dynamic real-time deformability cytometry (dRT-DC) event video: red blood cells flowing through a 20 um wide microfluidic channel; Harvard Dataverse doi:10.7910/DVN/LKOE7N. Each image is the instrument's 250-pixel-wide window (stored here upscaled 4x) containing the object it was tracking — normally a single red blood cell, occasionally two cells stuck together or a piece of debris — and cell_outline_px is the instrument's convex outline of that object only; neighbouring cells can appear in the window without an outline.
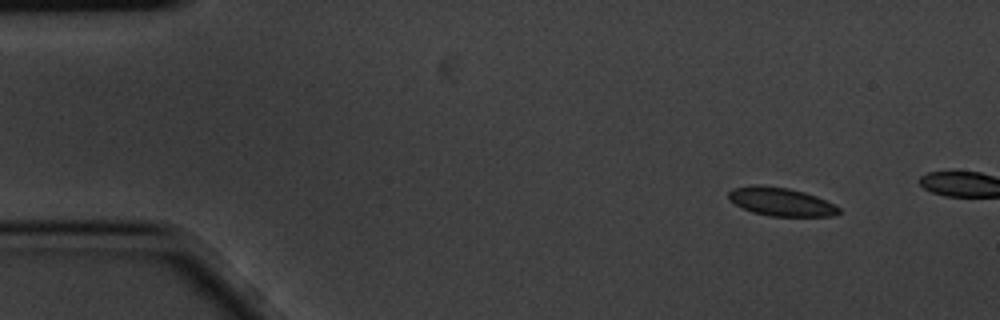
{"species": "common noctule bat (a hibernating species)", "species_latin": "Nyctalus noctula", "temperature_condition": "cold", "stored_images_in_passage": 3, "camera_frame_rate_fps": 3000, "um_per_image_px": 0.085, "animal": {"sex": "male", "body_mass_g": 20.1, "forearm_length_mm": 53.5}, "frame": {"image": 1, "passage_image": 1, "time_ms": 0.0, "image_size_px": [1000, 320], "cell_outline_px": [[840, 212], [832, 216], [768, 216], [752, 212], [728, 200], [728, 192], [732, 188], [752, 184], [756, 184], [788, 188], [804, 192], [816, 196], [840, 208]], "centroid_in_image_um": [66.33, 17.14], "position_along_channel_um": 18.7, "area_um2": 18.21}}